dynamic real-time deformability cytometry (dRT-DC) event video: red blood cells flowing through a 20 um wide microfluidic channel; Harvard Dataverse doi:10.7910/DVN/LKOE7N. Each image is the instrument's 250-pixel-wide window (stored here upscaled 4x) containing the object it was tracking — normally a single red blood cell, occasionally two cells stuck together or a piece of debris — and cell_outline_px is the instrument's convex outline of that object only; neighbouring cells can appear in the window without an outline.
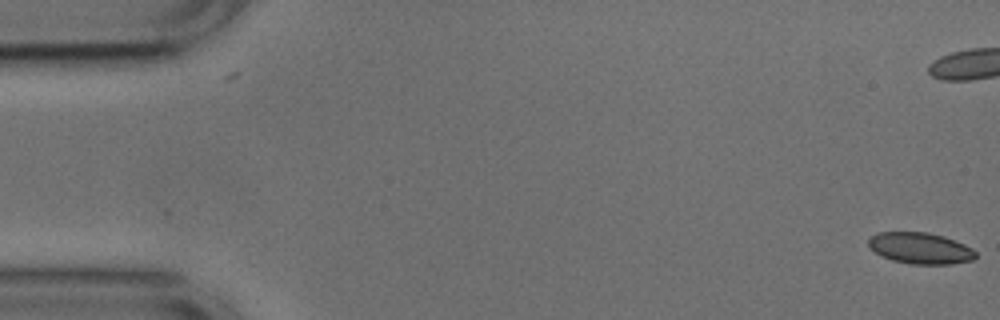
{"species": "common noctule bat (a hibernating species)", "species_latin": "Nyctalus noctula", "temperature_condition": "cold", "stored_images_in_passage": 3, "camera_frame_rate_fps": 3000, "um_per_image_px": 0.085, "animal": {"sex": "male", "body_mass_g": 17.9, "forearm_length_mm": 54.2}, "frame": {"image": 1, "passage_image": 3, "time_ms": 0.667, "image_size_px": [1000, 320], "cell_outline_px": [[976, 256], [972, 260], [952, 264], [912, 264], [892, 260], [876, 252], [868, 244], [868, 240], [872, 236], [880, 232], [928, 232], [944, 236], [964, 244], [972, 248], [976, 252]], "centroid_in_image_um": [78.26, 21.09], "position_along_channel_um": 6.7, "area_um2": 19.36}}